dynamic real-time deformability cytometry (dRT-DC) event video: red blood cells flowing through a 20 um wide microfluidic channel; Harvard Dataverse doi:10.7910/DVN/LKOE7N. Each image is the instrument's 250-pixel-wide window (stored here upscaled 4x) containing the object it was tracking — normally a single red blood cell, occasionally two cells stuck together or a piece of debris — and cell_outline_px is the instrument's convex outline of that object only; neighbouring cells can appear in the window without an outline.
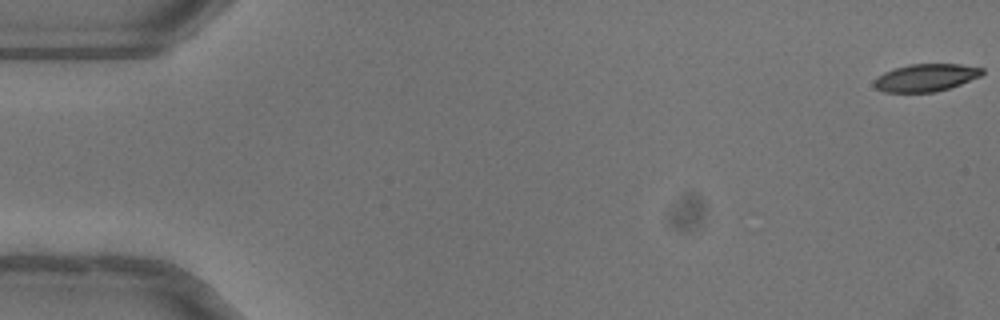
{"species": "common noctule bat (a hibernating species)", "species_latin": "Nyctalus noctula", "temperature_condition": "warm", "stored_images_in_passage": 52, "camera_frame_rate_fps": 3000, "um_per_image_px": 0.085, "animal": {"sex": "female"}, "frame": {"image": 1, "passage_image": 1, "time_ms": 0.0, "image_size_px": [1000, 320], "cell_outline_px": [[984, 72], [980, 76], [960, 84], [936, 92], [884, 92], [876, 88], [872, 84], [872, 80], [884, 72], [908, 64], [960, 64], [984, 68]], "centroid_in_image_um": [78.67, 6.6], "position_along_channel_um": 6.3, "area_um2": 17.34}}
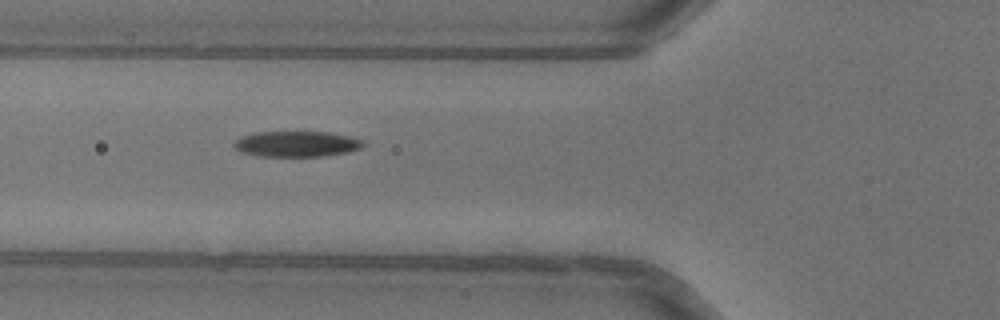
{"frame": {"image": 2, "passage_image": 20, "time_ms": 6.333, "image_size_px": [1000, 320], "cell_outline_px": [[364, 144], [360, 148], [348, 152], [324, 156], [260, 156], [240, 152], [232, 144], [240, 136], [256, 132], [328, 132], [348, 136], [360, 140]], "centroid_in_image_um": [25.16, 12.23], "position_along_channel_um": 100.6, "area_um2": 19.19}}
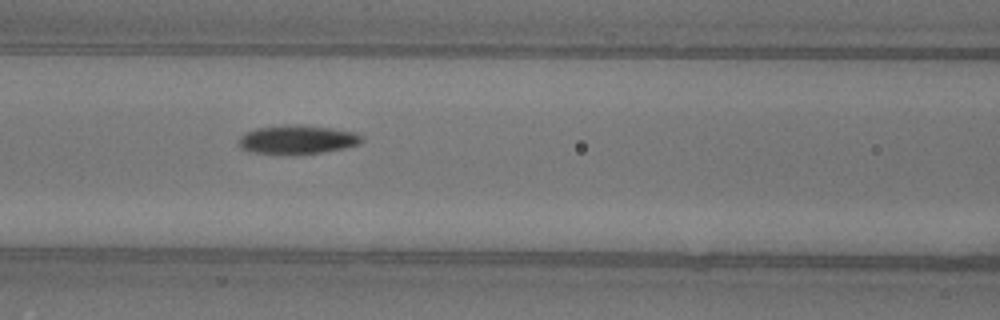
{"frame": {"image": 3, "passage_image": 23, "time_ms": 7.333, "image_size_px": [1000, 320], "cell_outline_px": [[364, 140], [360, 144], [344, 148], [324, 152], [252, 152], [240, 148], [240, 136], [244, 132], [256, 128], [284, 124], [300, 124], [332, 128], [360, 132], [364, 136]], "centroid_in_image_um": [25.36, 11.81], "position_along_channel_um": 141.2, "area_um2": 20.46}, "authors_computed_cell_mechanics": {"area_um2": 19.5653, "velocity_mm_per_s": 4.0302, "shape_relaxation_time_tau1_ms": 4.9872, "shape_relaxation_time_tau2_ms": 2.7636, "deformation_change_tau1": 0.1871, "deformation_change_tau2": 0.0949}}